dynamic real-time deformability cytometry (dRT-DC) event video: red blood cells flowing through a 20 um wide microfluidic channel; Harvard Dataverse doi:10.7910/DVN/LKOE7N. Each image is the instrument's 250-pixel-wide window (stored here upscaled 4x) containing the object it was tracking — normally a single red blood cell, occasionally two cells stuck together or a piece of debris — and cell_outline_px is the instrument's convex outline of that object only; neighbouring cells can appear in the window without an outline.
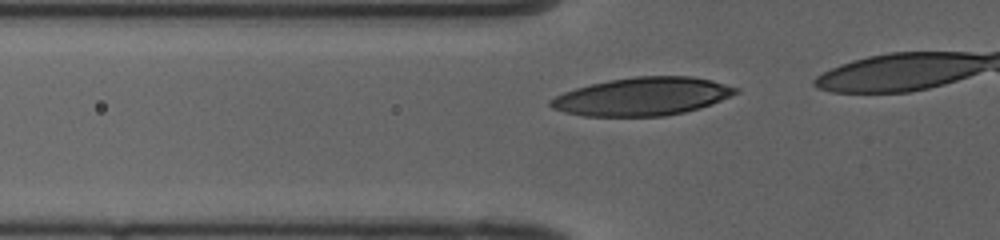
{"species": "human", "species_latin": "Homo sapiens", "temperature_condition": "cold", "stored_images_in_passage": 12, "camera_frame_rate_fps": 3000, "um_per_image_px": 0.085, "donor": {"sex": "female"}, "frame": {"image": 1, "passage_image": 6, "time_ms": 1.667, "image_size_px": [1000, 240], "cell_outline_px": [[736, 92], [720, 100], [684, 112], [664, 116], [584, 116], [564, 112], [552, 108], [548, 104], [556, 96], [564, 92], [576, 88], [592, 84], [612, 80], [636, 76], [688, 76], [712, 80], [736, 88]], "centroid_in_image_um": [54.54, 8.2], "position_along_channel_um": 71.3, "area_um2": 40.29}}
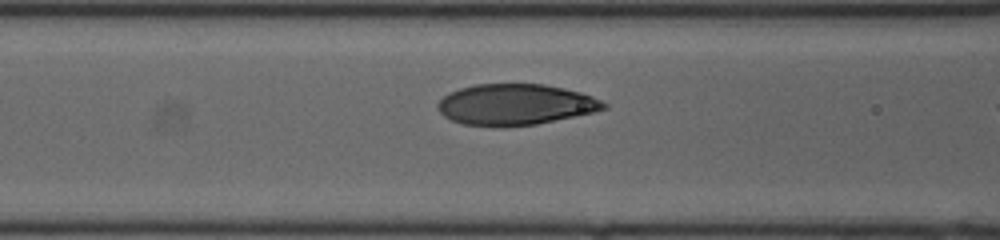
{"frame": {"image": 2, "passage_image": 10, "time_ms": 3.0, "image_size_px": [1000, 240], "cell_outline_px": [[608, 108], [592, 112], [536, 124], [464, 124], [452, 120], [444, 116], [440, 112], [436, 104], [444, 96], [460, 88], [476, 84], [540, 84], [580, 92], [600, 100], [608, 104]], "centroid_in_image_um": [43.81, 8.85], "position_along_channel_um": 122.8, "area_um2": 38.38}}